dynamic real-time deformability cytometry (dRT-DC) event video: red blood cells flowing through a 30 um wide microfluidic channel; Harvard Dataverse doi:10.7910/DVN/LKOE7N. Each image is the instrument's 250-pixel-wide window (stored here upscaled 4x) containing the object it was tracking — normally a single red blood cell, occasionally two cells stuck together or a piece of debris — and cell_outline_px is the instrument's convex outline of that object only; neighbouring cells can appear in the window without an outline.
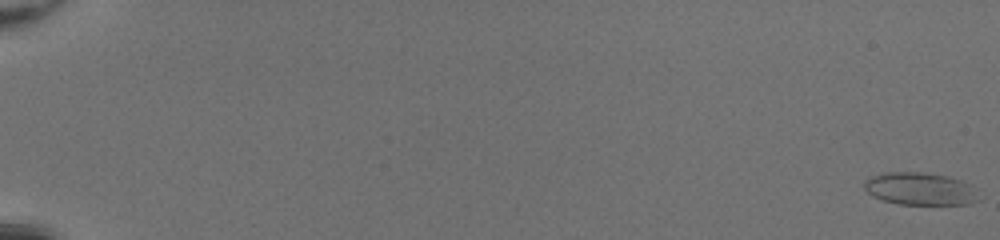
{"species": "common noctule bat (a hibernating species)", "species_latin": "Nyctalus noctula", "temperature_condition": "room temperature", "stored_images_in_passage": 52, "camera_frame_rate_fps": 3000, "um_per_image_px": 0.085, "animal": {"sex": "female", "body_mass_g": 20.0, "forearm_length_mm": 54.0}, "frame": {"image": 1, "passage_image": 1, "time_ms": 0.0, "image_size_px": [1000, 240], "cell_outline_px": [[980, 200], [968, 204], [900, 204], [884, 200], [872, 196], [864, 188], [864, 180], [868, 176], [884, 172], [920, 172], [948, 176], [972, 184], [976, 188]], "centroid_in_image_um": [78.22, 16.04], "position_along_channel_um": 6.8, "area_um2": 21.96}}
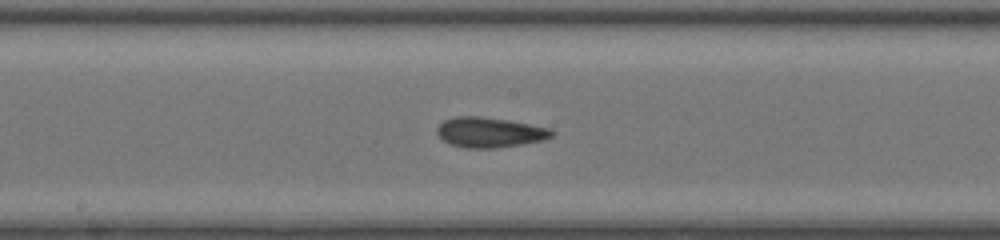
{"frame": {"image": 2, "passage_image": 31, "time_ms": 10.0, "image_size_px": [1000, 240], "cell_outline_px": [[556, 132], [552, 136], [544, 140], [496, 148], [464, 148], [448, 144], [436, 132], [436, 128], [444, 120], [456, 116], [480, 116], [508, 120], [552, 128]], "centroid_in_image_um": [41.63, 11.25], "position_along_channel_um": 206.6, "area_um2": 20.29}}
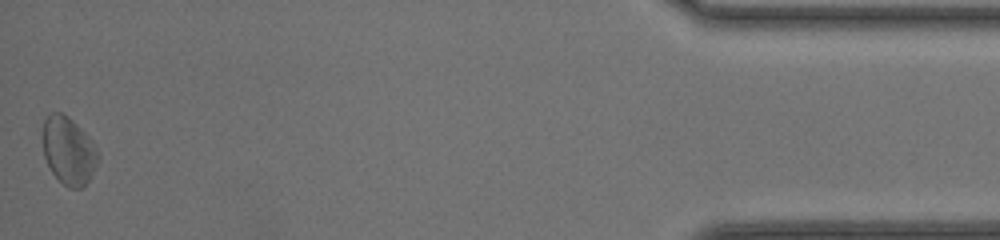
{"frame": {"image": 3, "passage_image": 52, "time_ms": 17.0, "image_size_px": [1000, 240], "cell_outline_px": [[100, 160], [88, 180], [80, 188], [68, 188], [52, 172], [44, 156], [40, 136], [44, 120], [52, 112], [60, 112], [68, 116], [92, 140], [100, 156]], "centroid_in_image_um": [5.81, 12.78], "position_along_channel_um": 429.4, "area_um2": 21.96}, "authors_computed_cell_mechanics": {"area_um2": 20.3167, "velocity_mm_per_s": 4.2651, "shape_relaxation_time_tau1_ms": 6.1228, "shape_relaxation_time_tau2_ms": 2.4177, "deformation_change_tau1": 0.1035, "deformation_change_tau2": 0.0866}}